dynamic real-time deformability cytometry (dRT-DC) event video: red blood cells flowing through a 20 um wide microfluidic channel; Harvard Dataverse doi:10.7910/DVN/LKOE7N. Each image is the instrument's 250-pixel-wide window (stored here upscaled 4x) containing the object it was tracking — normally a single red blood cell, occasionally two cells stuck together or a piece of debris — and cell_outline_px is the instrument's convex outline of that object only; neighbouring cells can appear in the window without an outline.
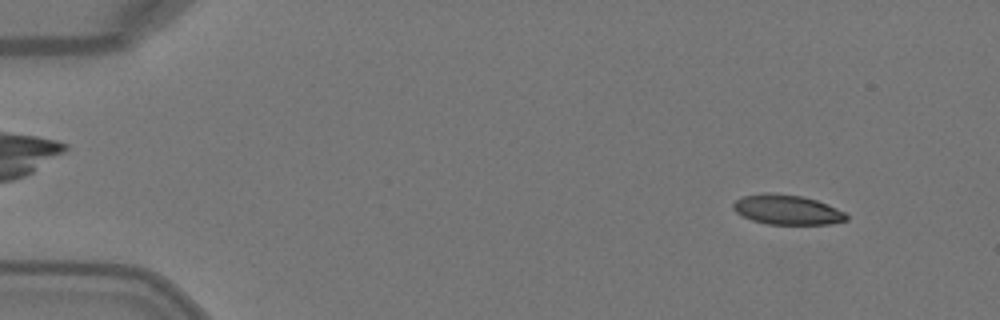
{"species": "Egyptian fruit bat (a non-hibernating species)", "species_latin": "Rousettus aegyptiacus", "temperature_condition": "warm", "stored_images_in_passage": 7, "camera_frame_rate_fps": 3000, "um_per_image_px": 0.085, "animal": {"sex": "female"}, "frame": {"image": 1, "passage_image": 1, "time_ms": 0.0, "image_size_px": [1000, 320], "cell_outline_px": [[848, 220], [832, 224], [768, 224], [752, 220], [736, 212], [732, 208], [732, 204], [736, 200], [744, 196], [760, 192], [768, 192], [800, 196], [816, 200], [828, 204], [844, 212], [848, 216]], "centroid_in_image_um": [66.9, 17.82], "position_along_channel_um": 18.1, "area_um2": 19.65}}
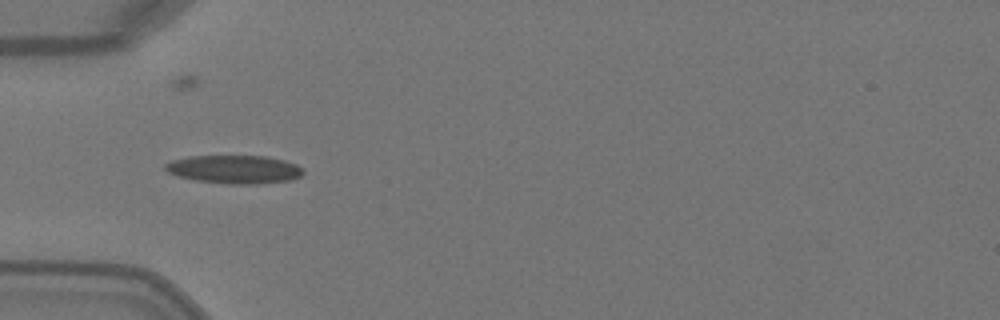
{"frame": {"image": 2, "passage_image": 4, "time_ms": 1.0, "image_size_px": [1000, 320], "cell_outline_px": [[304, 172], [300, 176], [292, 180], [256, 184], [232, 184], [196, 180], [176, 176], [168, 172], [164, 168], [164, 164], [172, 160], [188, 156], [268, 156], [284, 160], [296, 164], [304, 168]], "centroid_in_image_um": [19.94, 14.39], "position_along_channel_um": 65.1, "area_um2": 22.89}}
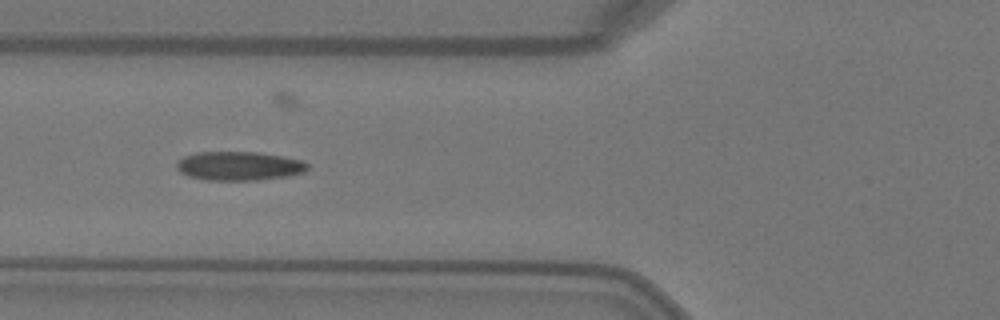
{"frame": {"image": 3, "passage_image": 5, "time_ms": 1.333, "image_size_px": [1000, 320], "cell_outline_px": [[308, 168], [304, 172], [288, 176], [256, 180], [208, 180], [188, 176], [180, 172], [176, 168], [176, 164], [184, 156], [196, 152], [256, 152], [280, 156], [300, 160], [308, 164]], "centroid_in_image_um": [20.29, 14.11], "position_along_channel_um": 105.5, "area_um2": 21.91}}